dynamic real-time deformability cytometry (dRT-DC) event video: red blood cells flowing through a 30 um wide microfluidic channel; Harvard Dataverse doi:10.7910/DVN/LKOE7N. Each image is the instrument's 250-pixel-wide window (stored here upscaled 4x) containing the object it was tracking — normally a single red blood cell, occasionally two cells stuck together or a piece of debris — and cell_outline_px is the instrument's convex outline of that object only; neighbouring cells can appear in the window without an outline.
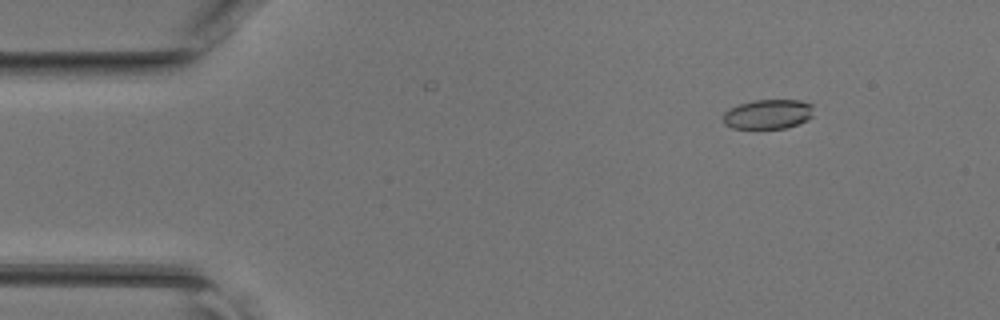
{"species": "common noctule bat (a hibernating species)", "species_latin": "Nyctalus noctula", "temperature_condition": "room temperature", "stored_images_in_passage": 7, "camera_frame_rate_fps": 3000, "um_per_image_px": 0.085, "animal": {"sex": "female", "body_mass_g": 17.0, "forearm_length_mm": 48.0}, "frame": {"image": 1, "passage_image": 5, "time_ms": 1.333, "image_size_px": [1000, 320], "cell_outline_px": [[812, 116], [808, 120], [784, 128], [732, 128], [724, 124], [724, 112], [740, 104], [752, 100], [800, 100], [812, 104]], "centroid_in_image_um": [65.29, 9.7], "position_along_channel_um": 19.7, "area_um2": 15.43}}